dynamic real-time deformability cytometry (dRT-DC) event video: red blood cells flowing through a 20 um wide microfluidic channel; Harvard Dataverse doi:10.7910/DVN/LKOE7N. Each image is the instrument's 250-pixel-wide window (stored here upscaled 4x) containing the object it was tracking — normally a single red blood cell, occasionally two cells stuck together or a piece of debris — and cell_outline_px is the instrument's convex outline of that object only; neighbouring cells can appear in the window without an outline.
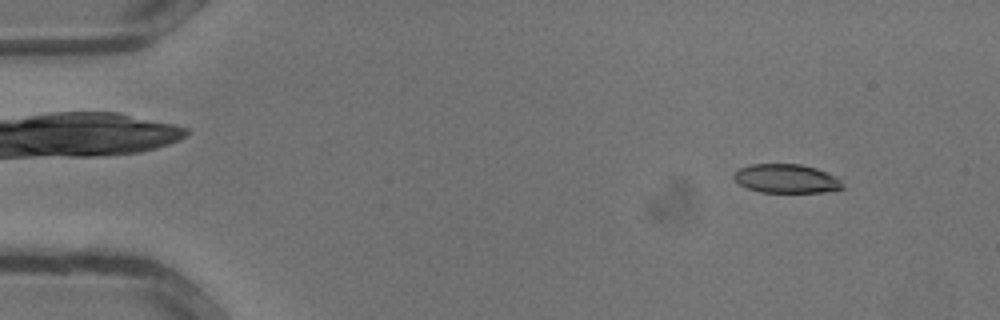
{"species": "common noctule bat (a hibernating species)", "species_latin": "Nyctalus noctula", "temperature_condition": "warm", "stored_images_in_passage": 33, "camera_frame_rate_fps": 3000, "um_per_image_px": 0.085, "animal": {"sex": "male", "body_mass_g": 13.3}, "frame": {"image": 1, "passage_image": 3, "time_ms": 0.667, "image_size_px": [1000, 320], "cell_outline_px": [[844, 188], [824, 192], [760, 192], [748, 188], [740, 184], [732, 176], [740, 168], [752, 164], [800, 164], [816, 168], [836, 176], [844, 184]], "centroid_in_image_um": [66.87, 15.18], "position_along_channel_um": 18.1, "area_um2": 18.21}}
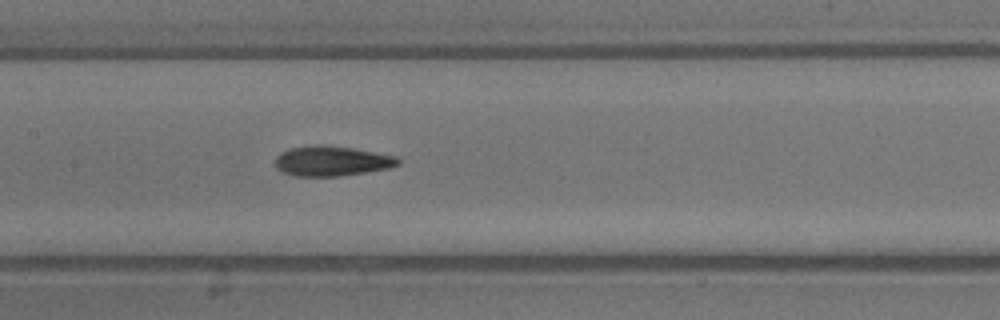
{"frame": {"image": 2, "passage_image": 16, "time_ms": 5.0, "image_size_px": [1000, 320], "cell_outline_px": [[400, 164], [388, 168], [340, 176], [292, 176], [276, 168], [276, 156], [280, 152], [292, 148], [316, 144], [324, 144], [352, 148], [396, 156], [400, 160]], "centroid_in_image_um": [28.18, 13.68], "position_along_channel_um": 179.2, "area_um2": 21.44}}
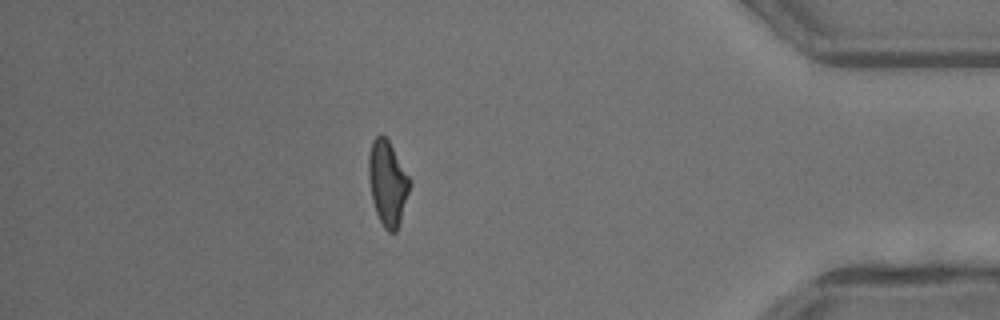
{"frame": {"image": 3, "passage_image": 29, "time_ms": 9.333, "image_size_px": [1000, 320], "cell_outline_px": [[412, 184], [396, 232], [388, 232], [384, 228], [376, 212], [372, 200], [368, 176], [368, 156], [372, 140], [380, 132], [388, 140], [412, 180]], "centroid_in_image_um": [32.95, 15.53], "position_along_channel_um": 402.3, "area_um2": 20.46}}